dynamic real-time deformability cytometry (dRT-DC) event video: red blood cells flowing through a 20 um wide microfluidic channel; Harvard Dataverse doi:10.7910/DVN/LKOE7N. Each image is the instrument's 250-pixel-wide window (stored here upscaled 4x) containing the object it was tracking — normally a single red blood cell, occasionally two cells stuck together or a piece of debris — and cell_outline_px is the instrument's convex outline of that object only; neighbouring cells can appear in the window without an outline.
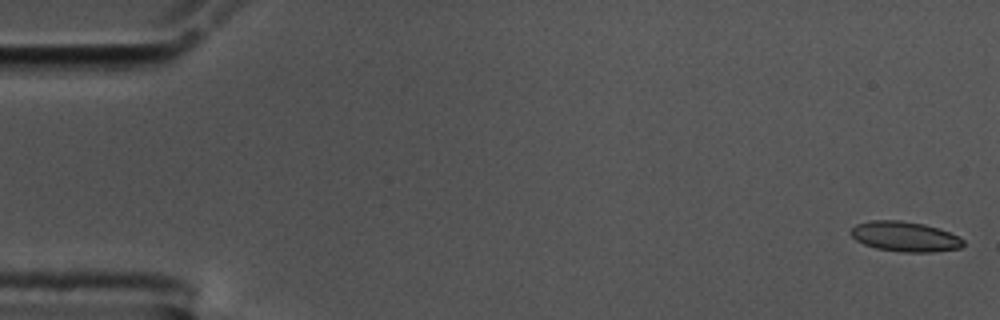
{"species": "common noctule bat (a hibernating species)", "species_latin": "Nyctalus noctula", "temperature_condition": "cold", "stored_images_in_passage": 56, "camera_frame_rate_fps": 3000, "um_per_image_px": 0.085, "animal": {"sex": "male", "body_mass_g": 17.5, "forearm_length_mm": 52.3}, "frame": {"image": 1, "passage_image": 1, "time_ms": 0.0, "image_size_px": [1000, 320], "cell_outline_px": [[964, 244], [960, 248], [932, 252], [900, 252], [876, 248], [864, 244], [856, 240], [848, 232], [856, 224], [868, 220], [900, 220], [924, 224], [960, 236], [964, 240]], "centroid_in_image_um": [76.9, 20.1], "position_along_channel_um": 8.1, "area_um2": 19.77}}
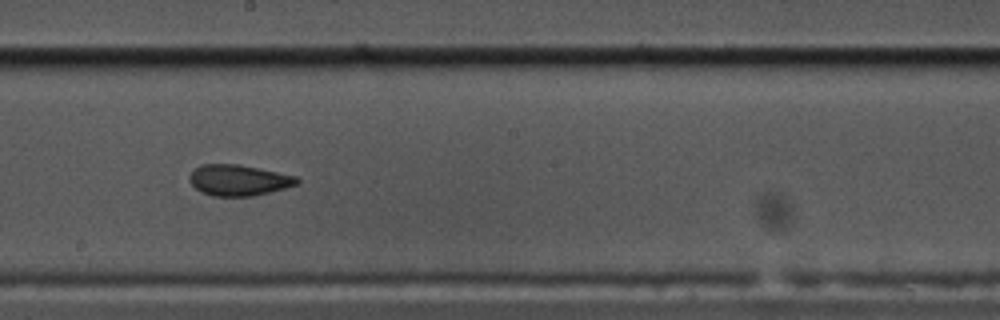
{"frame": {"image": 2, "passage_image": 31, "time_ms": 10.0, "image_size_px": [1000, 320], "cell_outline_px": [[300, 184], [252, 196], [212, 196], [200, 192], [188, 180], [188, 176], [192, 168], [200, 164], [240, 164], [296, 176], [300, 180]], "centroid_in_image_um": [20.23, 15.3], "position_along_channel_um": 228.0, "area_um2": 19.59}}
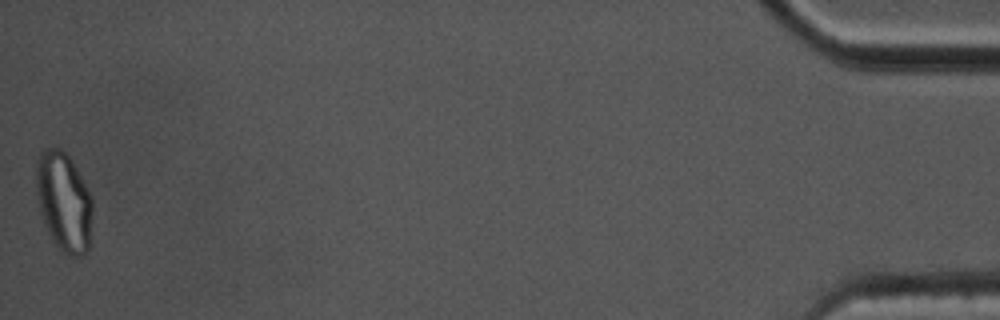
{"frame": {"image": 3, "passage_image": 56, "time_ms": 18.333, "image_size_px": [1000, 320], "cell_outline_px": [[92, 212], [88, 252], [84, 256], [72, 256], [64, 252], [52, 240], [48, 232], [40, 212], [36, 196], [36, 160], [40, 152], [44, 148], [60, 148], [72, 160], [92, 196]], "centroid_in_image_um": [5.42, 17.13], "position_along_channel_um": 429.8, "area_um2": 32.77}, "authors_computed_cell_mechanics": {"area_um2": 19.7387, "velocity_mm_per_s": 3.5719, "shape_relaxation_time_tau1_ms": 8.2881, "shape_relaxation_time_tau2_ms": 1.9598, "deformation_change_tau1": 0.2135, "deformation_change_tau2": 0.0984}}